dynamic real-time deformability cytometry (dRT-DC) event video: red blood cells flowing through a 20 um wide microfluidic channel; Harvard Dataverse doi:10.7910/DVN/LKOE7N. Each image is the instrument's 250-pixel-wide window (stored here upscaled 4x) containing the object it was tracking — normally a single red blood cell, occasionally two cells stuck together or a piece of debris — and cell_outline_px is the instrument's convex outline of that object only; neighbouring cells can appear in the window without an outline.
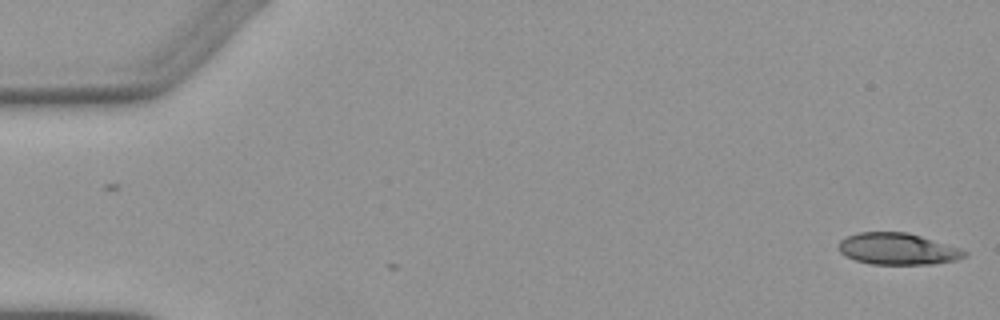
{"species": "Egyptian fruit bat (a non-hibernating species)", "species_latin": "Rousettus aegyptiacus", "temperature_condition": "warm", "stored_images_in_passage": 2, "camera_frame_rate_fps": 3000, "um_per_image_px": 0.085, "animal": {"sex": "female"}, "frame": {"image": 1, "passage_image": 2, "time_ms": 1.667, "image_size_px": [1000, 320], "cell_outline_px": [[968, 256], [956, 260], [932, 264], [872, 264], [856, 260], [844, 256], [840, 252], [840, 240], [848, 236], [860, 232], [908, 232], [960, 248], [968, 252]], "centroid_in_image_um": [76.33, 21.16], "position_along_channel_um": 8.7, "area_um2": 23.12}}